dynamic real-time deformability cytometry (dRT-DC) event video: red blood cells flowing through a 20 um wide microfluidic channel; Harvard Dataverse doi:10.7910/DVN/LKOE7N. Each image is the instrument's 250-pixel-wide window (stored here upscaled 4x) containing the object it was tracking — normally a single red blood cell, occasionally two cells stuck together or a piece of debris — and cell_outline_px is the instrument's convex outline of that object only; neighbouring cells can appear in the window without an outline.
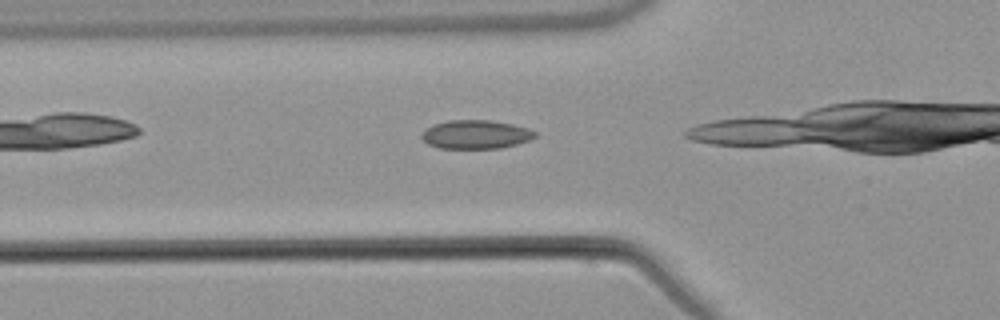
{"species": "common noctule bat (a hibernating species)", "species_latin": "Nyctalus noctula", "temperature_condition": "warm", "stored_images_in_passage": 9, "camera_frame_rate_fps": 3000, "um_per_image_px": 0.085, "animal": {"sex": "male", "body_mass_g": 21.5, "forearm_length_mm": 52.0}, "frame": {"image": 1, "passage_image": 2, "time_ms": 1.333, "image_size_px": [1000, 320], "cell_outline_px": [[536, 136], [528, 140], [516, 144], [500, 148], [440, 148], [428, 144], [420, 136], [432, 124], [448, 120], [492, 120], [512, 124], [528, 128], [536, 132]], "centroid_in_image_um": [40.44, 11.42], "position_along_channel_um": 85.4, "area_um2": 18.84}}